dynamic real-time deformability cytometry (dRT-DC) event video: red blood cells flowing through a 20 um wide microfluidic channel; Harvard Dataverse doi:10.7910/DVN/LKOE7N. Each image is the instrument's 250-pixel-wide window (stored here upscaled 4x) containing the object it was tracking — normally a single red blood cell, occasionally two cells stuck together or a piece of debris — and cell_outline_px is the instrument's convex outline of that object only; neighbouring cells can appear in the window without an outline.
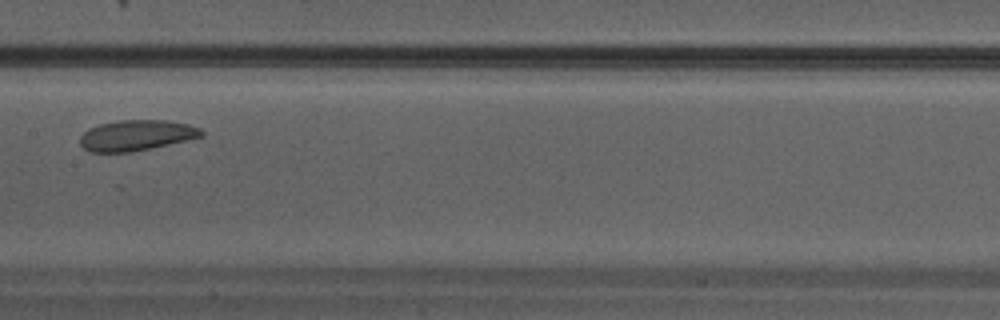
{"species": "Egyptian fruit bat (a non-hibernating species)", "species_latin": "Rousettus aegyptiacus", "temperature_condition": "warm", "stored_images_in_passage": 26, "camera_frame_rate_fps": 3000, "um_per_image_px": 0.085, "animal": {"sex": "male"}, "frame": {"image": 1, "passage_image": 12, "time_ms": 3.667, "image_size_px": [1000, 320], "cell_outline_px": [[204, 136], [152, 148], [132, 152], [88, 152], [80, 144], [80, 136], [88, 128], [100, 124], [120, 120], [168, 120], [188, 124], [200, 128], [204, 132]], "centroid_in_image_um": [11.59, 11.5], "position_along_channel_um": 195.8, "area_um2": 21.79}}